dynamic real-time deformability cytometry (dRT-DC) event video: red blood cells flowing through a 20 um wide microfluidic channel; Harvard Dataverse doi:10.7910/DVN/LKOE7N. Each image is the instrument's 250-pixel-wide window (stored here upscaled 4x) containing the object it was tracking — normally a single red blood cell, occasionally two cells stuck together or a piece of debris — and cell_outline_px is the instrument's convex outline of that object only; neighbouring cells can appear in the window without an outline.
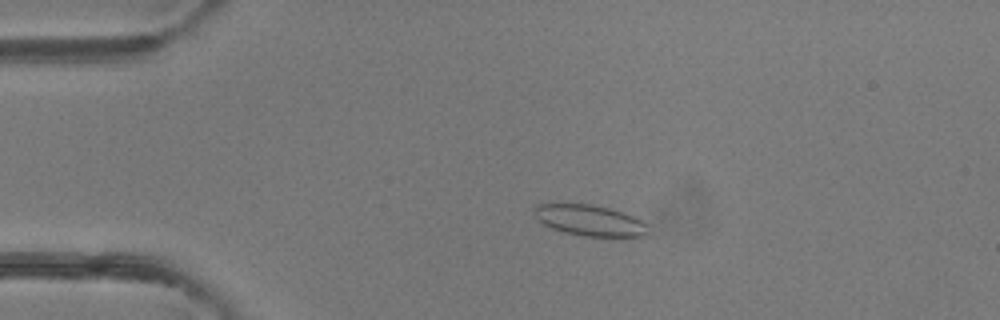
{"species": "common noctule bat (a hibernating species)", "species_latin": "Nyctalus noctula", "temperature_condition": "room temperature", "stored_images_in_passage": 44, "camera_frame_rate_fps": 3000, "um_per_image_px": 0.085, "animal": {"sex": "female"}, "frame": {"image": 1, "passage_image": 5, "time_ms": 1.333, "image_size_px": [1000, 320], "cell_outline_px": [[652, 236], [584, 236], [564, 232], [552, 228], [544, 224], [536, 216], [532, 208], [536, 204], [592, 204], [608, 208], [632, 216], [648, 224]], "centroid_in_image_um": [50.17, 18.74], "position_along_channel_um": 34.8, "area_um2": 20.46}}
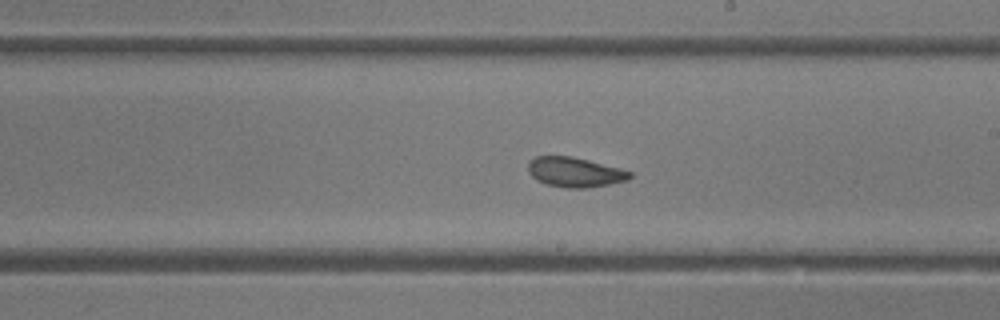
{"frame": {"image": 2, "passage_image": 23, "time_ms": 7.333, "image_size_px": [1000, 320], "cell_outline_px": [[632, 176], [628, 180], [588, 188], [568, 188], [544, 184], [536, 180], [528, 172], [528, 160], [536, 156], [572, 156], [620, 168], [632, 172]], "centroid_in_image_um": [48.83, 14.63], "position_along_channel_um": 240.2, "area_um2": 17.8}}
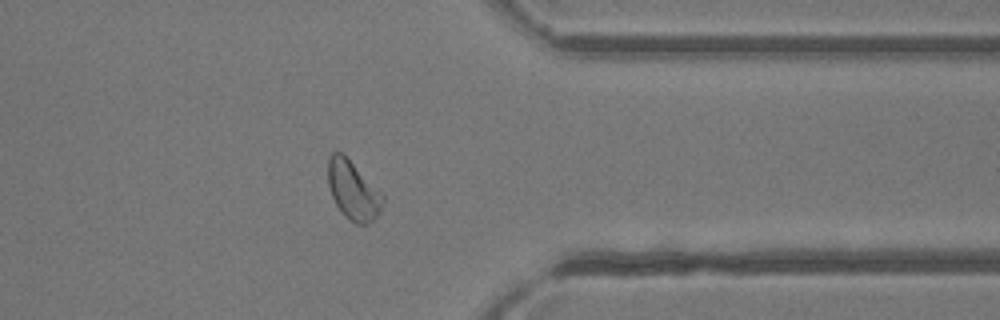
{"frame": {"image": 3, "passage_image": 34, "time_ms": 11.0, "image_size_px": [1000, 320], "cell_outline_px": [[384, 200], [380, 212], [368, 224], [356, 224], [348, 220], [344, 216], [336, 204], [332, 196], [328, 184], [328, 160], [332, 152], [340, 152], [384, 196]], "centroid_in_image_um": [29.99, 16.24], "position_along_channel_um": 381.4, "area_um2": 18.21}, "authors_computed_cell_mechanics": {"area_um2": 18.785, "velocity_mm_per_s": 4.1278, "shape_relaxation_time_tau1_ms": null, "shape_relaxation_time_tau2_ms": 1.72, "deformation_change_tau1": null, "deformation_change_tau2": 0.0793}}